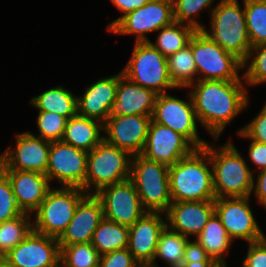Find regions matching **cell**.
I'll return each instance as SVG.
<instances>
[{
    "instance_id": "31",
    "label": "cell",
    "mask_w": 266,
    "mask_h": 267,
    "mask_svg": "<svg viewBox=\"0 0 266 267\" xmlns=\"http://www.w3.org/2000/svg\"><path fill=\"white\" fill-rule=\"evenodd\" d=\"M196 31L191 25L173 21L158 30L154 43L149 42L167 58L187 46Z\"/></svg>"
},
{
    "instance_id": "19",
    "label": "cell",
    "mask_w": 266,
    "mask_h": 267,
    "mask_svg": "<svg viewBox=\"0 0 266 267\" xmlns=\"http://www.w3.org/2000/svg\"><path fill=\"white\" fill-rule=\"evenodd\" d=\"M166 226L164 213L146 212L129 227L127 249L140 265L153 262L160 235Z\"/></svg>"
},
{
    "instance_id": "21",
    "label": "cell",
    "mask_w": 266,
    "mask_h": 267,
    "mask_svg": "<svg viewBox=\"0 0 266 267\" xmlns=\"http://www.w3.org/2000/svg\"><path fill=\"white\" fill-rule=\"evenodd\" d=\"M213 214L214 200L172 202L165 213L167 226L188 239L196 238Z\"/></svg>"
},
{
    "instance_id": "27",
    "label": "cell",
    "mask_w": 266,
    "mask_h": 267,
    "mask_svg": "<svg viewBox=\"0 0 266 267\" xmlns=\"http://www.w3.org/2000/svg\"><path fill=\"white\" fill-rule=\"evenodd\" d=\"M72 92L63 85H58L33 96L29 103L37 111L51 112L70 119L78 114L77 95Z\"/></svg>"
},
{
    "instance_id": "39",
    "label": "cell",
    "mask_w": 266,
    "mask_h": 267,
    "mask_svg": "<svg viewBox=\"0 0 266 267\" xmlns=\"http://www.w3.org/2000/svg\"><path fill=\"white\" fill-rule=\"evenodd\" d=\"M236 133L243 139L266 144V101L257 115Z\"/></svg>"
},
{
    "instance_id": "3",
    "label": "cell",
    "mask_w": 266,
    "mask_h": 267,
    "mask_svg": "<svg viewBox=\"0 0 266 267\" xmlns=\"http://www.w3.org/2000/svg\"><path fill=\"white\" fill-rule=\"evenodd\" d=\"M169 185L172 202L215 200L209 153L196 148L169 166Z\"/></svg>"
},
{
    "instance_id": "40",
    "label": "cell",
    "mask_w": 266,
    "mask_h": 267,
    "mask_svg": "<svg viewBox=\"0 0 266 267\" xmlns=\"http://www.w3.org/2000/svg\"><path fill=\"white\" fill-rule=\"evenodd\" d=\"M139 265L127 248L101 255L99 260V267H138Z\"/></svg>"
},
{
    "instance_id": "14",
    "label": "cell",
    "mask_w": 266,
    "mask_h": 267,
    "mask_svg": "<svg viewBox=\"0 0 266 267\" xmlns=\"http://www.w3.org/2000/svg\"><path fill=\"white\" fill-rule=\"evenodd\" d=\"M15 147L7 146L0 155V170L35 171L46 174L51 142L30 131L17 133Z\"/></svg>"
},
{
    "instance_id": "49",
    "label": "cell",
    "mask_w": 266,
    "mask_h": 267,
    "mask_svg": "<svg viewBox=\"0 0 266 267\" xmlns=\"http://www.w3.org/2000/svg\"><path fill=\"white\" fill-rule=\"evenodd\" d=\"M138 267H153L151 265H139Z\"/></svg>"
},
{
    "instance_id": "8",
    "label": "cell",
    "mask_w": 266,
    "mask_h": 267,
    "mask_svg": "<svg viewBox=\"0 0 266 267\" xmlns=\"http://www.w3.org/2000/svg\"><path fill=\"white\" fill-rule=\"evenodd\" d=\"M189 44L197 67L198 80L234 81L243 77V62L202 30L194 33Z\"/></svg>"
},
{
    "instance_id": "48",
    "label": "cell",
    "mask_w": 266,
    "mask_h": 267,
    "mask_svg": "<svg viewBox=\"0 0 266 267\" xmlns=\"http://www.w3.org/2000/svg\"><path fill=\"white\" fill-rule=\"evenodd\" d=\"M266 244V235L263 233V237L261 239Z\"/></svg>"
},
{
    "instance_id": "44",
    "label": "cell",
    "mask_w": 266,
    "mask_h": 267,
    "mask_svg": "<svg viewBox=\"0 0 266 267\" xmlns=\"http://www.w3.org/2000/svg\"><path fill=\"white\" fill-rule=\"evenodd\" d=\"M112 4L122 14L109 22L107 25V31H109L123 16L132 12L135 9L143 7L150 0H110Z\"/></svg>"
},
{
    "instance_id": "24",
    "label": "cell",
    "mask_w": 266,
    "mask_h": 267,
    "mask_svg": "<svg viewBox=\"0 0 266 267\" xmlns=\"http://www.w3.org/2000/svg\"><path fill=\"white\" fill-rule=\"evenodd\" d=\"M157 95L153 90L131 82L119 71L111 115L152 116Z\"/></svg>"
},
{
    "instance_id": "43",
    "label": "cell",
    "mask_w": 266,
    "mask_h": 267,
    "mask_svg": "<svg viewBox=\"0 0 266 267\" xmlns=\"http://www.w3.org/2000/svg\"><path fill=\"white\" fill-rule=\"evenodd\" d=\"M214 261L205 249L194 239L186 243L183 262Z\"/></svg>"
},
{
    "instance_id": "46",
    "label": "cell",
    "mask_w": 266,
    "mask_h": 267,
    "mask_svg": "<svg viewBox=\"0 0 266 267\" xmlns=\"http://www.w3.org/2000/svg\"><path fill=\"white\" fill-rule=\"evenodd\" d=\"M181 267H221L215 261L182 262Z\"/></svg>"
},
{
    "instance_id": "28",
    "label": "cell",
    "mask_w": 266,
    "mask_h": 267,
    "mask_svg": "<svg viewBox=\"0 0 266 267\" xmlns=\"http://www.w3.org/2000/svg\"><path fill=\"white\" fill-rule=\"evenodd\" d=\"M129 227L103 219L94 231L91 244L99 255L128 247Z\"/></svg>"
},
{
    "instance_id": "38",
    "label": "cell",
    "mask_w": 266,
    "mask_h": 267,
    "mask_svg": "<svg viewBox=\"0 0 266 267\" xmlns=\"http://www.w3.org/2000/svg\"><path fill=\"white\" fill-rule=\"evenodd\" d=\"M24 214L19 208L8 177L0 170V223Z\"/></svg>"
},
{
    "instance_id": "47",
    "label": "cell",
    "mask_w": 266,
    "mask_h": 267,
    "mask_svg": "<svg viewBox=\"0 0 266 267\" xmlns=\"http://www.w3.org/2000/svg\"><path fill=\"white\" fill-rule=\"evenodd\" d=\"M0 267H16V266L11 265L4 258H0Z\"/></svg>"
},
{
    "instance_id": "29",
    "label": "cell",
    "mask_w": 266,
    "mask_h": 267,
    "mask_svg": "<svg viewBox=\"0 0 266 267\" xmlns=\"http://www.w3.org/2000/svg\"><path fill=\"white\" fill-rule=\"evenodd\" d=\"M167 65L169 77L176 88L187 89L198 80L190 44L167 57Z\"/></svg>"
},
{
    "instance_id": "7",
    "label": "cell",
    "mask_w": 266,
    "mask_h": 267,
    "mask_svg": "<svg viewBox=\"0 0 266 267\" xmlns=\"http://www.w3.org/2000/svg\"><path fill=\"white\" fill-rule=\"evenodd\" d=\"M131 160L127 151L101 141L88 152L85 192L96 194L104 187L130 179Z\"/></svg>"
},
{
    "instance_id": "16",
    "label": "cell",
    "mask_w": 266,
    "mask_h": 267,
    "mask_svg": "<svg viewBox=\"0 0 266 267\" xmlns=\"http://www.w3.org/2000/svg\"><path fill=\"white\" fill-rule=\"evenodd\" d=\"M195 149L186 137L151 119L141 155L148 160L172 166Z\"/></svg>"
},
{
    "instance_id": "25",
    "label": "cell",
    "mask_w": 266,
    "mask_h": 267,
    "mask_svg": "<svg viewBox=\"0 0 266 267\" xmlns=\"http://www.w3.org/2000/svg\"><path fill=\"white\" fill-rule=\"evenodd\" d=\"M101 121L76 115L67 120L61 141L71 146L90 152L104 140Z\"/></svg>"
},
{
    "instance_id": "10",
    "label": "cell",
    "mask_w": 266,
    "mask_h": 267,
    "mask_svg": "<svg viewBox=\"0 0 266 267\" xmlns=\"http://www.w3.org/2000/svg\"><path fill=\"white\" fill-rule=\"evenodd\" d=\"M186 95L188 99L183 100L169 92L158 94L151 119L180 133L196 148H204L208 141L199 136V122L189 90Z\"/></svg>"
},
{
    "instance_id": "1",
    "label": "cell",
    "mask_w": 266,
    "mask_h": 267,
    "mask_svg": "<svg viewBox=\"0 0 266 267\" xmlns=\"http://www.w3.org/2000/svg\"><path fill=\"white\" fill-rule=\"evenodd\" d=\"M246 86L242 77L234 81L197 80L187 88L197 120L214 142H218L226 126L250 106Z\"/></svg>"
},
{
    "instance_id": "15",
    "label": "cell",
    "mask_w": 266,
    "mask_h": 267,
    "mask_svg": "<svg viewBox=\"0 0 266 267\" xmlns=\"http://www.w3.org/2000/svg\"><path fill=\"white\" fill-rule=\"evenodd\" d=\"M95 195L102 203L104 218L127 227L147 212L130 179L104 187Z\"/></svg>"
},
{
    "instance_id": "30",
    "label": "cell",
    "mask_w": 266,
    "mask_h": 267,
    "mask_svg": "<svg viewBox=\"0 0 266 267\" xmlns=\"http://www.w3.org/2000/svg\"><path fill=\"white\" fill-rule=\"evenodd\" d=\"M189 239L171 230L168 226L162 231L153 262V267H160L157 260H162L168 267H181L186 243Z\"/></svg>"
},
{
    "instance_id": "33",
    "label": "cell",
    "mask_w": 266,
    "mask_h": 267,
    "mask_svg": "<svg viewBox=\"0 0 266 267\" xmlns=\"http://www.w3.org/2000/svg\"><path fill=\"white\" fill-rule=\"evenodd\" d=\"M244 10L251 46L266 43V0H244Z\"/></svg>"
},
{
    "instance_id": "20",
    "label": "cell",
    "mask_w": 266,
    "mask_h": 267,
    "mask_svg": "<svg viewBox=\"0 0 266 267\" xmlns=\"http://www.w3.org/2000/svg\"><path fill=\"white\" fill-rule=\"evenodd\" d=\"M103 219L100 199L95 194H86L78 203L71 222L58 238L59 246L91 242L94 231Z\"/></svg>"
},
{
    "instance_id": "45",
    "label": "cell",
    "mask_w": 266,
    "mask_h": 267,
    "mask_svg": "<svg viewBox=\"0 0 266 267\" xmlns=\"http://www.w3.org/2000/svg\"><path fill=\"white\" fill-rule=\"evenodd\" d=\"M256 173L253 175V188L251 196L254 193L257 199L256 201L258 202L257 204L266 209V170ZM255 175L257 176L255 177Z\"/></svg>"
},
{
    "instance_id": "4",
    "label": "cell",
    "mask_w": 266,
    "mask_h": 267,
    "mask_svg": "<svg viewBox=\"0 0 266 267\" xmlns=\"http://www.w3.org/2000/svg\"><path fill=\"white\" fill-rule=\"evenodd\" d=\"M210 13L209 27L202 31L227 52L244 62L250 52L251 42L247 32L244 0H217Z\"/></svg>"
},
{
    "instance_id": "11",
    "label": "cell",
    "mask_w": 266,
    "mask_h": 267,
    "mask_svg": "<svg viewBox=\"0 0 266 267\" xmlns=\"http://www.w3.org/2000/svg\"><path fill=\"white\" fill-rule=\"evenodd\" d=\"M173 19L172 0H150L143 7L123 16L108 32L118 35H134V42H147L149 33L170 25Z\"/></svg>"
},
{
    "instance_id": "26",
    "label": "cell",
    "mask_w": 266,
    "mask_h": 267,
    "mask_svg": "<svg viewBox=\"0 0 266 267\" xmlns=\"http://www.w3.org/2000/svg\"><path fill=\"white\" fill-rule=\"evenodd\" d=\"M195 240L218 265L228 267L226 255L230 253L234 241L229 237L225 227L215 213Z\"/></svg>"
},
{
    "instance_id": "2",
    "label": "cell",
    "mask_w": 266,
    "mask_h": 267,
    "mask_svg": "<svg viewBox=\"0 0 266 267\" xmlns=\"http://www.w3.org/2000/svg\"><path fill=\"white\" fill-rule=\"evenodd\" d=\"M204 149L211 160L215 197L251 196L254 174L232 139L218 147L208 141Z\"/></svg>"
},
{
    "instance_id": "34",
    "label": "cell",
    "mask_w": 266,
    "mask_h": 267,
    "mask_svg": "<svg viewBox=\"0 0 266 267\" xmlns=\"http://www.w3.org/2000/svg\"><path fill=\"white\" fill-rule=\"evenodd\" d=\"M59 247L60 267H99L100 255L91 242Z\"/></svg>"
},
{
    "instance_id": "5",
    "label": "cell",
    "mask_w": 266,
    "mask_h": 267,
    "mask_svg": "<svg viewBox=\"0 0 266 267\" xmlns=\"http://www.w3.org/2000/svg\"><path fill=\"white\" fill-rule=\"evenodd\" d=\"M130 180L147 212H167L172 203L169 166L148 160L142 155L132 156Z\"/></svg>"
},
{
    "instance_id": "12",
    "label": "cell",
    "mask_w": 266,
    "mask_h": 267,
    "mask_svg": "<svg viewBox=\"0 0 266 267\" xmlns=\"http://www.w3.org/2000/svg\"><path fill=\"white\" fill-rule=\"evenodd\" d=\"M249 197H223L214 200V213L222 222L229 237L247 243L262 239L261 230L251 209Z\"/></svg>"
},
{
    "instance_id": "9",
    "label": "cell",
    "mask_w": 266,
    "mask_h": 267,
    "mask_svg": "<svg viewBox=\"0 0 266 267\" xmlns=\"http://www.w3.org/2000/svg\"><path fill=\"white\" fill-rule=\"evenodd\" d=\"M86 194L78 187H52L32 214L33 231L58 239L71 222L78 203Z\"/></svg>"
},
{
    "instance_id": "23",
    "label": "cell",
    "mask_w": 266,
    "mask_h": 267,
    "mask_svg": "<svg viewBox=\"0 0 266 267\" xmlns=\"http://www.w3.org/2000/svg\"><path fill=\"white\" fill-rule=\"evenodd\" d=\"M9 179L16 202L23 213L32 215L53 187L45 174L35 171L1 170Z\"/></svg>"
},
{
    "instance_id": "17",
    "label": "cell",
    "mask_w": 266,
    "mask_h": 267,
    "mask_svg": "<svg viewBox=\"0 0 266 267\" xmlns=\"http://www.w3.org/2000/svg\"><path fill=\"white\" fill-rule=\"evenodd\" d=\"M152 116L110 115L103 123L104 140L127 151L131 156L141 155Z\"/></svg>"
},
{
    "instance_id": "36",
    "label": "cell",
    "mask_w": 266,
    "mask_h": 267,
    "mask_svg": "<svg viewBox=\"0 0 266 267\" xmlns=\"http://www.w3.org/2000/svg\"><path fill=\"white\" fill-rule=\"evenodd\" d=\"M243 78L247 89L266 83V43L251 47L243 62Z\"/></svg>"
},
{
    "instance_id": "42",
    "label": "cell",
    "mask_w": 266,
    "mask_h": 267,
    "mask_svg": "<svg viewBox=\"0 0 266 267\" xmlns=\"http://www.w3.org/2000/svg\"><path fill=\"white\" fill-rule=\"evenodd\" d=\"M249 144V161L256 168L252 169V173L255 174L256 172L266 170V144L254 140H251Z\"/></svg>"
},
{
    "instance_id": "13",
    "label": "cell",
    "mask_w": 266,
    "mask_h": 267,
    "mask_svg": "<svg viewBox=\"0 0 266 267\" xmlns=\"http://www.w3.org/2000/svg\"><path fill=\"white\" fill-rule=\"evenodd\" d=\"M88 152L63 141L51 142L46 176L61 187H78L85 191Z\"/></svg>"
},
{
    "instance_id": "22",
    "label": "cell",
    "mask_w": 266,
    "mask_h": 267,
    "mask_svg": "<svg viewBox=\"0 0 266 267\" xmlns=\"http://www.w3.org/2000/svg\"><path fill=\"white\" fill-rule=\"evenodd\" d=\"M118 73L99 78L87 85L84 93L77 96L78 115L104 123L111 115L116 100Z\"/></svg>"
},
{
    "instance_id": "41",
    "label": "cell",
    "mask_w": 266,
    "mask_h": 267,
    "mask_svg": "<svg viewBox=\"0 0 266 267\" xmlns=\"http://www.w3.org/2000/svg\"><path fill=\"white\" fill-rule=\"evenodd\" d=\"M246 244L247 254L241 267H266V244L262 240Z\"/></svg>"
},
{
    "instance_id": "35",
    "label": "cell",
    "mask_w": 266,
    "mask_h": 267,
    "mask_svg": "<svg viewBox=\"0 0 266 267\" xmlns=\"http://www.w3.org/2000/svg\"><path fill=\"white\" fill-rule=\"evenodd\" d=\"M173 19L176 22L193 26L196 30H202L205 24L198 21L202 10L209 12L215 8L216 0H172ZM214 4V5H213Z\"/></svg>"
},
{
    "instance_id": "6",
    "label": "cell",
    "mask_w": 266,
    "mask_h": 267,
    "mask_svg": "<svg viewBox=\"0 0 266 267\" xmlns=\"http://www.w3.org/2000/svg\"><path fill=\"white\" fill-rule=\"evenodd\" d=\"M121 71L131 82L156 94L179 90L169 77L167 58L149 41L134 43L131 56Z\"/></svg>"
},
{
    "instance_id": "18",
    "label": "cell",
    "mask_w": 266,
    "mask_h": 267,
    "mask_svg": "<svg viewBox=\"0 0 266 267\" xmlns=\"http://www.w3.org/2000/svg\"><path fill=\"white\" fill-rule=\"evenodd\" d=\"M3 258L16 267H60L58 239L32 230Z\"/></svg>"
},
{
    "instance_id": "37",
    "label": "cell",
    "mask_w": 266,
    "mask_h": 267,
    "mask_svg": "<svg viewBox=\"0 0 266 267\" xmlns=\"http://www.w3.org/2000/svg\"><path fill=\"white\" fill-rule=\"evenodd\" d=\"M67 120L68 119L66 117L59 114L38 111L36 127L39 133H30L50 142L61 141Z\"/></svg>"
},
{
    "instance_id": "32",
    "label": "cell",
    "mask_w": 266,
    "mask_h": 267,
    "mask_svg": "<svg viewBox=\"0 0 266 267\" xmlns=\"http://www.w3.org/2000/svg\"><path fill=\"white\" fill-rule=\"evenodd\" d=\"M32 215L24 213L0 223V258L22 242L33 230Z\"/></svg>"
}]
</instances>
